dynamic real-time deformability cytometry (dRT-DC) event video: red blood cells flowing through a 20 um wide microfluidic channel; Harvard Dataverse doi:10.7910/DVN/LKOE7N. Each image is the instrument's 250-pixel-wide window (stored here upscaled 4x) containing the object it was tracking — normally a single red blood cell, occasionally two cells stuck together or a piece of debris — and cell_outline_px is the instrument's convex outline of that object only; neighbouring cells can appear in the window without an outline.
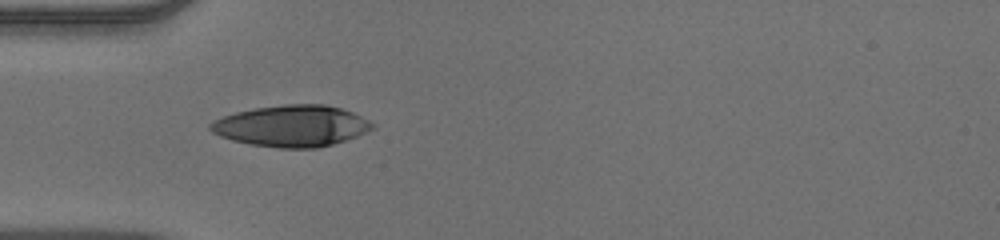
{"species": "human", "species_latin": "Homo sapiens", "temperature_condition": "warm", "stored_images_in_passage": 33, "camera_frame_rate_fps": 3000, "um_per_image_px": 0.085, "donor": {"sex": "male"}, "frame": {"image": 1, "passage_image": 1, "time_ms": 0.0, "image_size_px": [1000, 240], "cell_outline_px": [[376, 124], [372, 128], [356, 136], [332, 144], [316, 148], [276, 148], [252, 144], [232, 140], [220, 136], [212, 132], [208, 128], [208, 124], [224, 116], [236, 112], [256, 108], [284, 104], [324, 104], [340, 108], [352, 112]], "centroid_in_image_um": [24.77, 10.7], "position_along_channel_um": 60.2, "area_um2": 38.73}}
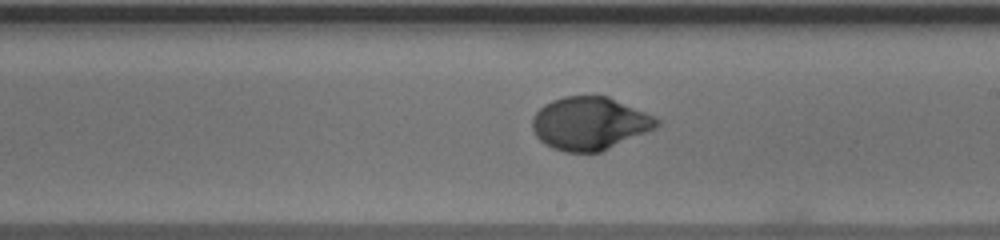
{"frame": {"image": 2, "passage_image": 15, "time_ms": 4.667, "image_size_px": [1000, 240], "cell_outline_px": [[660, 124], [656, 128], [600, 152], [564, 152], [552, 148], [544, 144], [536, 136], [532, 128], [532, 116], [544, 104], [552, 100], [564, 96], [608, 96], [644, 112], [660, 120]], "centroid_in_image_um": [50.08, 10.49], "position_along_channel_um": 238.9, "area_um2": 38.26}}
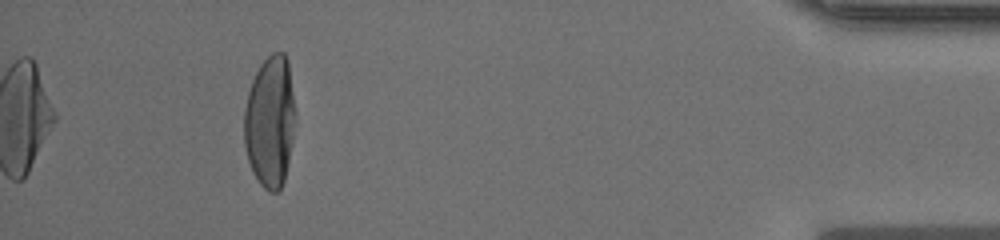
{"frame": {"image": 3, "passage_image": 33, "time_ms": 10.667, "image_size_px": [1000, 240], "cell_outline_px": [[296, 116], [292, 140], [284, 180], [280, 188], [276, 192], [268, 192], [260, 184], [252, 172], [248, 160], [244, 144], [244, 108], [248, 92], [252, 80], [260, 64], [272, 52], [284, 52], [288, 60], [296, 112]], "centroid_in_image_um": [22.95, 10.31], "position_along_channel_um": 412.3, "area_um2": 39.54}, "authors_computed_cell_mechanics": {"area_um2": 38.8994, "velocity_mm_per_s": 3.8847, "shape_relaxation_time_tau1_ms": 4.2502, "shape_relaxation_time_tau2_ms": null, "deformation_change_tau1": 0.2474, "deformation_change_tau2": null}}